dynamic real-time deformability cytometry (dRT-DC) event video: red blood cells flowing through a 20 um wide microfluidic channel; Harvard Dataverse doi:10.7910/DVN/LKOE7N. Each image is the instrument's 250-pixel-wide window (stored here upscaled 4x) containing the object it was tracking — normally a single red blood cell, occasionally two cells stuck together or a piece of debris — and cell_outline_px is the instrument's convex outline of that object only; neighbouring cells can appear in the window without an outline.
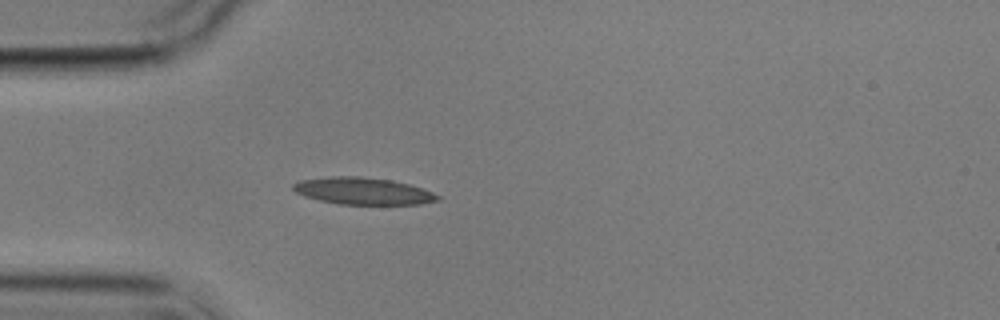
{"species": "common noctule bat (a hibernating species)", "species_latin": "Nyctalus noctula", "temperature_condition": "cold", "stored_images_in_passage": 1, "camera_frame_rate_fps": 3000, "um_per_image_px": 0.085, "animal": {"sex": "male", "body_mass_g": 17.9}, "frame": {"image": 1, "passage_image": 1, "time_ms": 0.0, "image_size_px": [1000, 320], "cell_outline_px": [[440, 200], [420, 204], [340, 204], [320, 200], [304, 196], [296, 192], [292, 188], [292, 184], [300, 180], [332, 176], [360, 176], [392, 180], [408, 184], [432, 192], [440, 196]], "centroid_in_image_um": [30.84, 16.23], "position_along_channel_um": 54.2, "area_um2": 22.6}}